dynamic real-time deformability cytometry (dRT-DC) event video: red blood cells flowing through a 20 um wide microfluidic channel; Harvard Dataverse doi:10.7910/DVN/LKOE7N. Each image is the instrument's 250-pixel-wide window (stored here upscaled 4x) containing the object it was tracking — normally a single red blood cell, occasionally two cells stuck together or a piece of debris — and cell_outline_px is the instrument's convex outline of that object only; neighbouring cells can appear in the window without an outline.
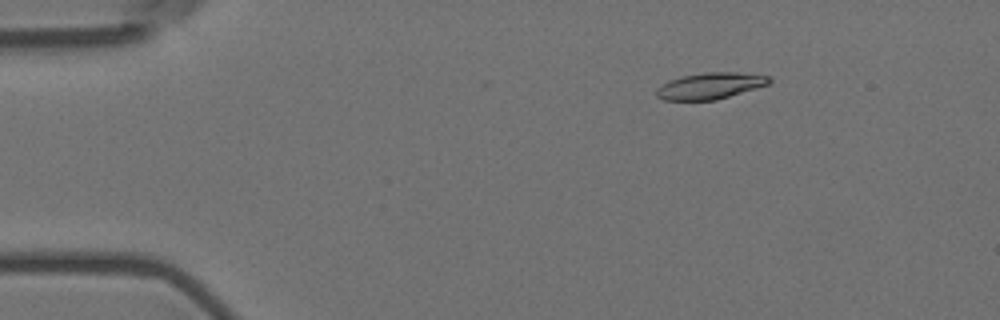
{"species": "Egyptian fruit bat (a non-hibernating species)", "species_latin": "Rousettus aegyptiacus", "temperature_condition": "room temperature", "stored_images_in_passage": 49, "camera_frame_rate_fps": 3000, "um_per_image_px": 0.085, "animal": {"sex": "female"}, "frame": {"image": 1, "passage_image": 1, "time_ms": 0.0, "image_size_px": [1000, 320], "cell_outline_px": [[772, 80], [768, 84], [756, 88], [716, 100], [664, 100], [656, 96], [656, 88], [668, 80], [680, 76], [704, 72], [736, 72], [768, 76]], "centroid_in_image_um": [60.32, 7.29], "position_along_channel_um": 24.7, "area_um2": 17.34}}
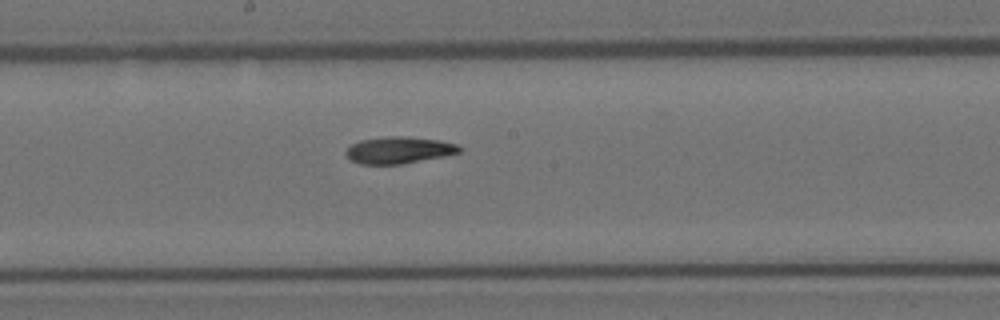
{"frame": {"image": 2, "passage_image": 23, "time_ms": 7.333, "image_size_px": [1000, 320], "cell_outline_px": [[460, 152], [444, 156], [400, 164], [360, 164], [352, 160], [344, 152], [352, 144], [360, 140], [392, 136], [408, 136], [440, 140], [456, 144], [460, 148]], "centroid_in_image_um": [33.9, 12.75], "position_along_channel_um": 214.3, "area_um2": 17.51}}
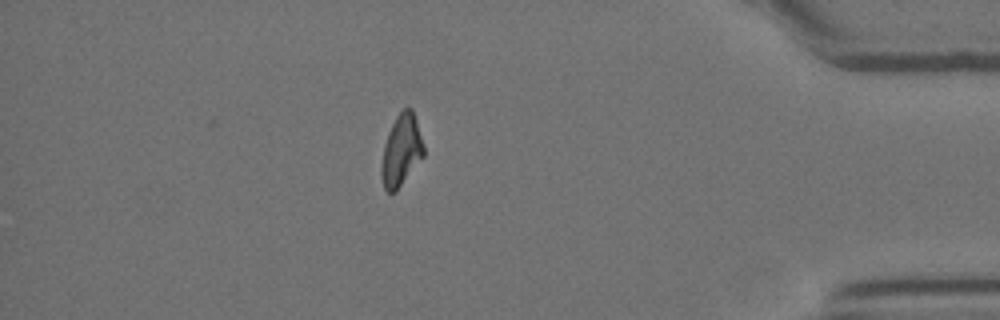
{"frame": {"image": 3, "passage_image": 42, "time_ms": 13.667, "image_size_px": [1000, 320], "cell_outline_px": [[424, 156], [396, 192], [388, 192], [384, 188], [380, 176], [380, 168], [384, 144], [388, 132], [396, 116], [404, 108], [412, 108], [416, 120], [424, 148]], "centroid_in_image_um": [34.09, 12.82], "position_along_channel_um": 401.1, "area_um2": 17.63}, "authors_computed_cell_mechanics": {"area_um2": 17.8024, "velocity_mm_per_s": 3.5696, "shape_relaxation_time_tau1_ms": 8.5886, "shape_relaxation_time_tau2_ms": 5.8649, "deformation_change_tau1": 0.2019, "deformation_change_tau2": 0.1275}}